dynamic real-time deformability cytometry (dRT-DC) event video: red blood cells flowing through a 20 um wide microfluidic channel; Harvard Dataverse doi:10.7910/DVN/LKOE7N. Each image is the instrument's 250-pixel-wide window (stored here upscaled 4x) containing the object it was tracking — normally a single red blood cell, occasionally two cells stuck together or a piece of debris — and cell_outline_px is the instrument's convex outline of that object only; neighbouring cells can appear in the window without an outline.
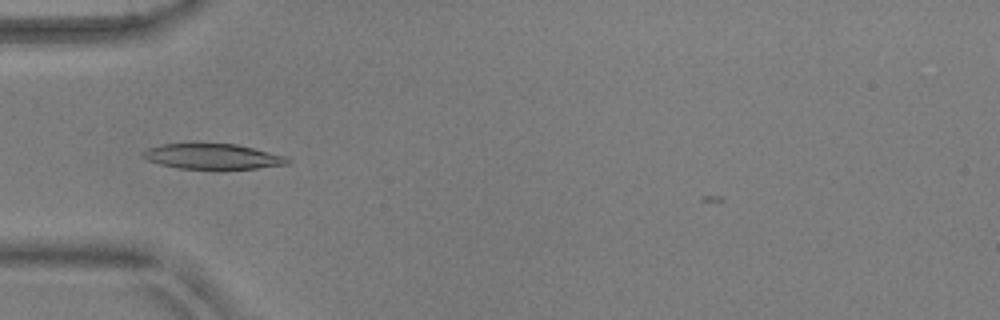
{"species": "common noctule bat (a hibernating species)", "species_latin": "Nyctalus noctula", "temperature_condition": "warm", "stored_images_in_passage": 38, "camera_frame_rate_fps": 3000, "um_per_image_px": 0.085, "animal": {"sex": "male", "body_mass_g": 17.9, "forearm_length_mm": 54.2}, "frame": {"image": 1, "passage_image": 3, "time_ms": 0.667, "image_size_px": [1000, 320], "cell_outline_px": [[292, 160], [288, 164], [256, 168], [176, 168], [160, 164], [148, 160], [140, 156], [148, 148], [164, 144], [236, 144], [284, 156]], "centroid_in_image_um": [18.06, 13.3], "position_along_channel_um": 66.9, "area_um2": 20.81}}
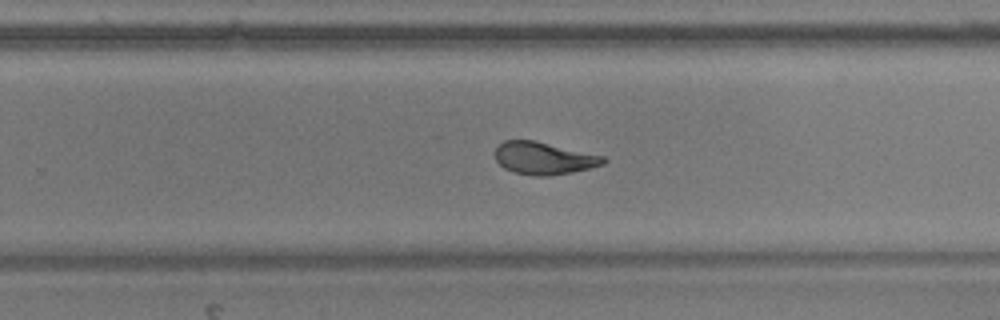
{"frame": {"image": 2, "passage_image": 20, "time_ms": 6.333, "image_size_px": [1000, 320], "cell_outline_px": [[608, 160], [604, 164], [572, 172], [548, 176], [532, 176], [512, 172], [504, 168], [496, 160], [496, 148], [504, 140], [536, 140], [604, 156]], "centroid_in_image_um": [46.23, 13.45], "position_along_channel_um": 283.6, "area_um2": 20.52}}
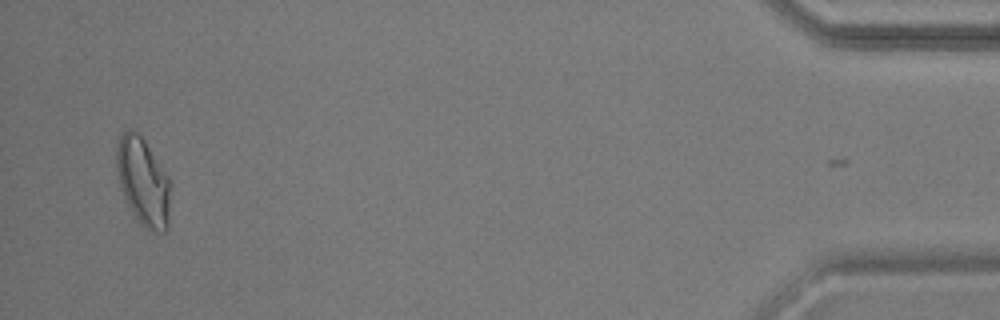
{"frame": {"image": 3, "passage_image": 37, "time_ms": 12.0, "image_size_px": [1000, 320], "cell_outline_px": [[168, 224], [164, 232], [152, 232], [144, 228], [140, 224], [132, 212], [124, 196], [120, 184], [116, 168], [116, 144], [124, 128], [132, 128], [144, 140], [168, 176]], "centroid_in_image_um": [12.12, 15.41], "position_along_channel_um": 423.1, "area_um2": 27.22}, "authors_computed_cell_mechanics": {"area_um2": 20.8658, "velocity_mm_per_s": 3.8181, "shape_relaxation_time_tau1_ms": 8.4818, "shape_relaxation_time_tau2_ms": 1.286, "deformation_change_tau1": 0.2343, "deformation_change_tau2": 0.0729}}